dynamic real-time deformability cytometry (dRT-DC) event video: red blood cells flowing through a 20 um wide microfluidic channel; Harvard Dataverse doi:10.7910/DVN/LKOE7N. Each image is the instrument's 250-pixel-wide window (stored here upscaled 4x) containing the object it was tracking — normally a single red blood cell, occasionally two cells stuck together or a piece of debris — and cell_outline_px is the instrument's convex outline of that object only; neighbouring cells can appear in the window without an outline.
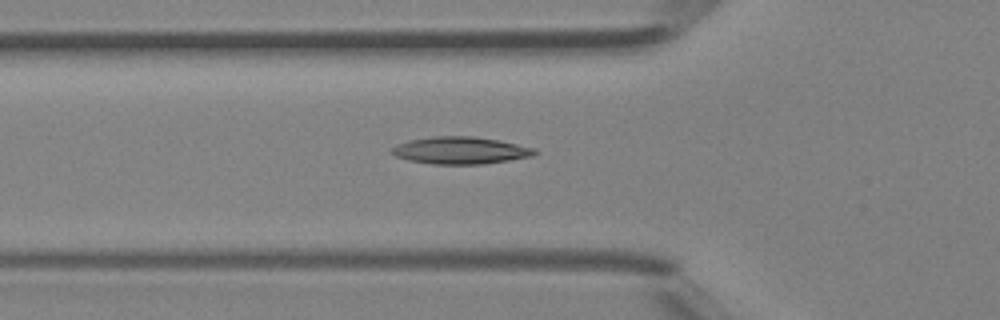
{"species": "Egyptian fruit bat (a non-hibernating species)", "species_latin": "Rousettus aegyptiacus", "temperature_condition": "room temperature", "stored_images_in_passage": 39, "camera_frame_rate_fps": 3000, "um_per_image_px": 0.085, "animal": {"sex": "female"}, "frame": {"image": 1, "passage_image": 15, "time_ms": 4.667, "image_size_px": [1000, 320], "cell_outline_px": [[540, 152], [532, 156], [484, 164], [432, 164], [408, 160], [396, 156], [392, 152], [392, 148], [396, 144], [408, 140], [432, 136], [472, 136], [496, 140], [536, 148]], "centroid_in_image_um": [39.13, 12.78], "position_along_channel_um": 86.7, "area_um2": 22.6}}
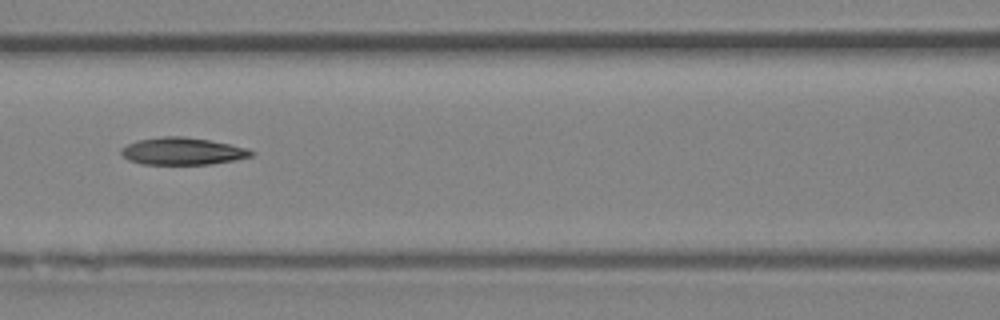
{"frame": {"image": 2, "passage_image": 19, "time_ms": 6.0, "image_size_px": [1000, 320], "cell_outline_px": [[256, 152], [252, 156], [232, 160], [208, 164], [144, 164], [128, 160], [120, 152], [120, 148], [128, 144], [140, 140], [164, 136], [184, 136], [208, 140], [248, 148]], "centroid_in_image_um": [15.51, 12.85], "position_along_channel_um": 151.1, "area_um2": 20.4}}
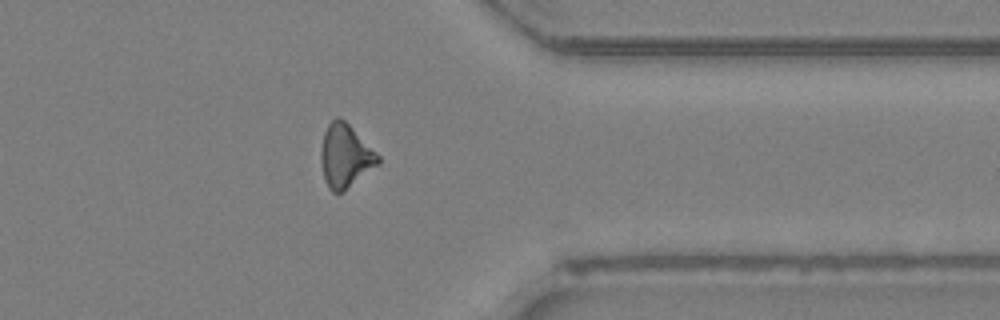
{"frame": {"image": 3, "passage_image": 34, "time_ms": 11.0, "image_size_px": [1000, 320], "cell_outline_px": [[380, 164], [344, 192], [332, 192], [328, 188], [324, 180], [320, 160], [320, 152], [324, 132], [328, 124], [336, 116], [340, 116], [380, 156]], "centroid_in_image_um": [29.34, 13.29], "position_along_channel_um": 382.1, "area_um2": 21.27}}